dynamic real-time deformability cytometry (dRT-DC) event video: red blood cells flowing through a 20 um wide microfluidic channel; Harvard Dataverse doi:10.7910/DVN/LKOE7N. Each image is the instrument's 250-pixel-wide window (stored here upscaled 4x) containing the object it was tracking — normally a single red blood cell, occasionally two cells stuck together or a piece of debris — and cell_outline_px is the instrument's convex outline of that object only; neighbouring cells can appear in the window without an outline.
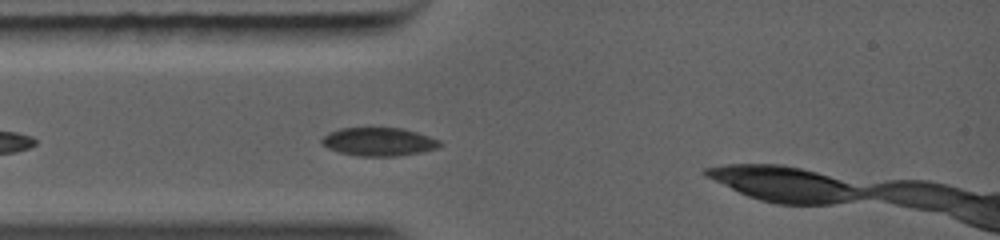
{"species": "common noctule bat (a hibernating species)", "species_latin": "Nyctalus noctula", "temperature_condition": "warm", "stored_images_in_passage": 24, "camera_frame_rate_fps": 5000, "um_per_image_px": 0.085, "animal": {"sex": "female", "body_mass_g": 19.0, "forearm_length_mm": 56.7}, "frame": {"image": 1, "passage_image": 4, "time_ms": 1.2, "image_size_px": [1000, 240], "cell_outline_px": [[444, 144], [436, 148], [420, 152], [396, 156], [356, 156], [340, 152], [328, 148], [320, 144], [320, 140], [328, 132], [340, 128], [404, 128], [440, 140]], "centroid_in_image_um": [32.17, 12.04], "position_along_channel_um": 52.8, "area_um2": 19.54}}
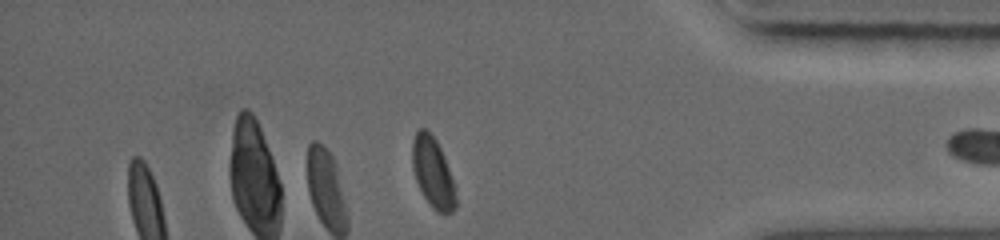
{"frame": {"image": 2, "passage_image": 24, "time_ms": 8.8, "image_size_px": [1000, 240], "cell_outline_px": [[456, 208], [452, 212], [436, 212], [432, 208], [424, 196], [416, 180], [412, 168], [412, 144], [416, 132], [420, 128], [424, 128], [436, 140], [444, 156], [456, 188]], "centroid_in_image_um": [36.8, 14.69], "position_along_channel_um": 398.4, "area_um2": 17.69}}